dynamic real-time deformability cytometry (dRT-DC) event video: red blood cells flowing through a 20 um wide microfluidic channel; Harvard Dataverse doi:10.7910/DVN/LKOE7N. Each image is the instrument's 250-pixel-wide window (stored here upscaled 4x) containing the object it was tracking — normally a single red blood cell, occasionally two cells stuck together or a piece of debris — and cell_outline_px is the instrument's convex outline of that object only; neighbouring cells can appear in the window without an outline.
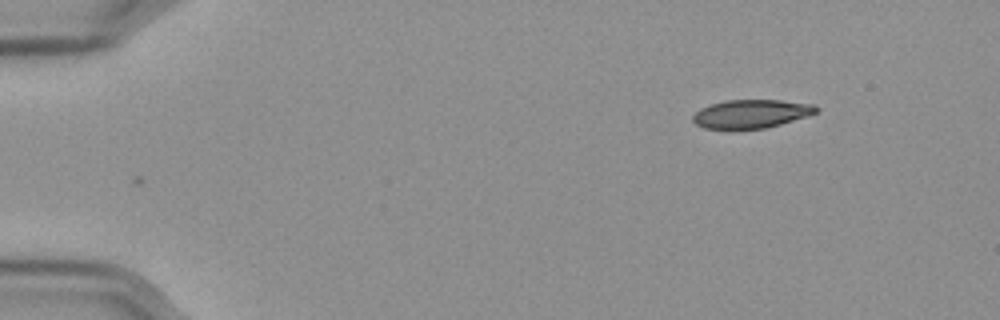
{"species": "Egyptian fruit bat (a non-hibernating species)", "species_latin": "Rousettus aegyptiacus", "temperature_condition": "cold", "stored_images_in_passage": 51, "camera_frame_rate_fps": 3000, "um_per_image_px": 0.085, "frame": {"image": 1, "passage_image": 1, "time_ms": 0.0, "image_size_px": [1000, 320], "cell_outline_px": [[820, 108], [816, 112], [808, 116], [780, 124], [764, 128], [732, 132], [728, 132], [704, 128], [696, 124], [692, 120], [692, 116], [700, 108], [724, 100], [780, 100], [816, 104]], "centroid_in_image_um": [63.81, 9.71], "position_along_channel_um": 21.2, "area_um2": 21.27}}
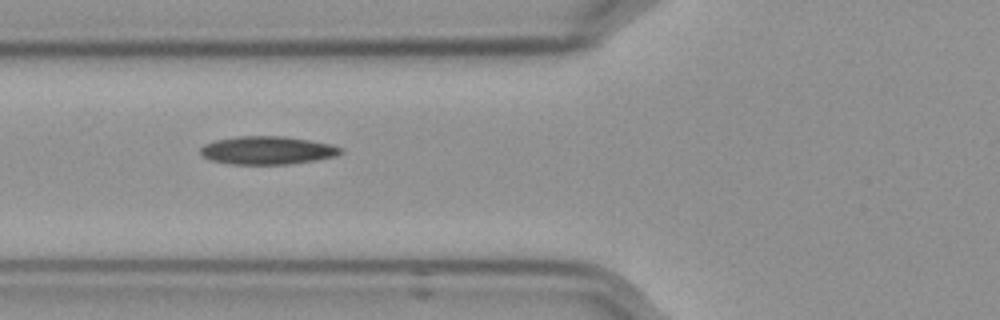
{"frame": {"image": 2, "passage_image": 16, "time_ms": 5.0, "image_size_px": [1000, 320], "cell_outline_px": [[344, 152], [336, 156], [316, 160], [292, 164], [232, 164], [212, 160], [204, 156], [200, 152], [200, 148], [204, 144], [216, 140], [236, 136], [284, 136], [332, 144], [344, 148]], "centroid_in_image_um": [22.78, 12.77], "position_along_channel_um": 103.0, "area_um2": 23.06}}
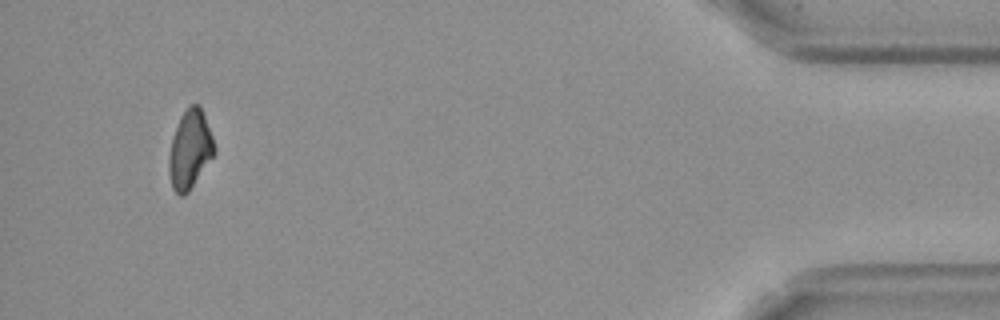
{"frame": {"image": 3, "passage_image": 48, "time_ms": 15.667, "image_size_px": [1000, 320], "cell_outline_px": [[216, 152], [188, 192], [184, 196], [180, 196], [172, 188], [168, 172], [168, 156], [172, 136], [180, 116], [192, 104], [200, 104], [212, 136], [216, 148]], "centroid_in_image_um": [16.13, 12.72], "position_along_channel_um": 419.1, "area_um2": 20.81}}